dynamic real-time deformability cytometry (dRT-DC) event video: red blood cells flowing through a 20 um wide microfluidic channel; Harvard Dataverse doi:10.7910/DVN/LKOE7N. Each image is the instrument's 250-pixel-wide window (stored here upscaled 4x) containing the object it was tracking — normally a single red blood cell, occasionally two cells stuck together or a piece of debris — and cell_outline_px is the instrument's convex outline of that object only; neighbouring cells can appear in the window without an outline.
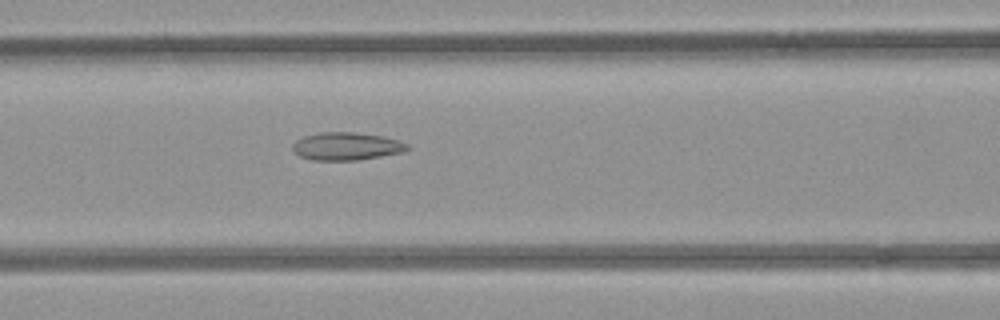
{"species": "common noctule bat (a hibernating species)", "species_latin": "Nyctalus noctula", "temperature_condition": "room temperature", "stored_images_in_passage": 53, "camera_frame_rate_fps": 3000, "um_per_image_px": 0.085, "animal": {"sex": "female", "body_mass_g": 21.9}, "frame": {"image": 1, "passage_image": 23, "time_ms": 7.333, "image_size_px": [1000, 320], "cell_outline_px": [[412, 148], [404, 152], [356, 160], [312, 160], [300, 156], [292, 148], [292, 144], [296, 140], [304, 136], [320, 132], [352, 132], [384, 136], [400, 140], [408, 144]], "centroid_in_image_um": [29.49, 12.42], "position_along_channel_um": 137.1, "area_um2": 18.67}}
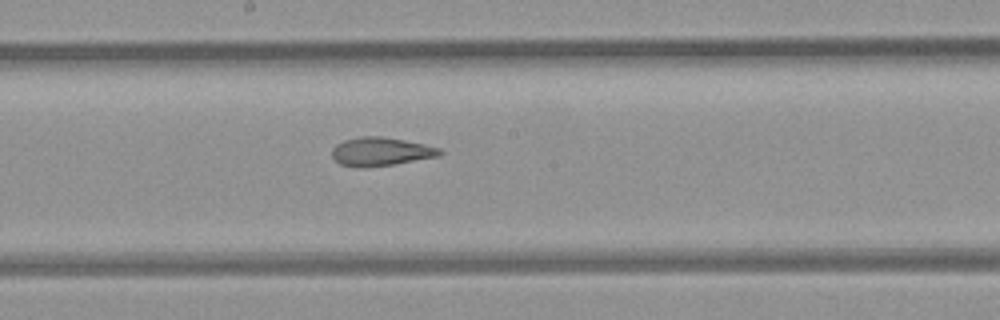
{"frame": {"image": 2, "passage_image": 29, "time_ms": 9.333, "image_size_px": [1000, 320], "cell_outline_px": [[444, 152], [440, 156], [392, 164], [360, 168], [356, 168], [340, 164], [332, 156], [332, 148], [336, 144], [344, 140], [360, 136], [380, 136], [404, 140], [424, 144], [440, 148]], "centroid_in_image_um": [32.36, 12.88], "position_along_channel_um": 215.8, "area_um2": 17.92}}
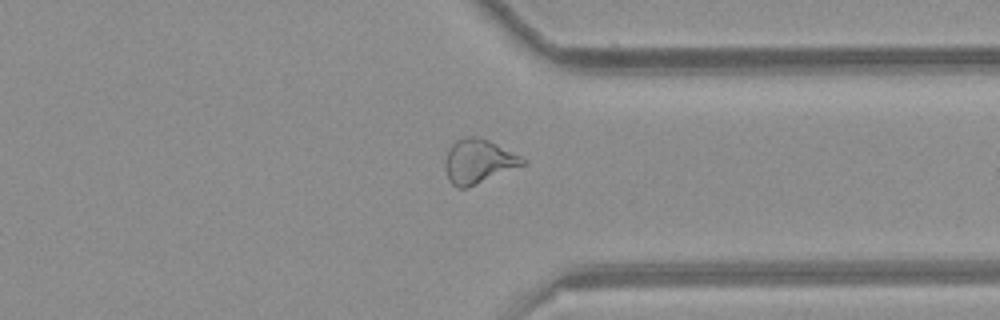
{"frame": {"image": 3, "passage_image": 41, "time_ms": 13.333, "image_size_px": [1000, 320], "cell_outline_px": [[528, 164], [468, 188], [456, 188], [448, 180], [444, 164], [444, 160], [448, 148], [456, 140], [464, 136], [476, 136], [488, 140], [528, 160]], "centroid_in_image_um": [40.66, 13.73], "position_along_channel_um": 370.7, "area_um2": 20.35}, "authors_computed_cell_mechanics": {"area_um2": 20.8658, "velocity_mm_per_s": 3.928, "shape_relaxation_time_tau1_ms": null, "shape_relaxation_time_tau2_ms": 2.3505, "deformation_change_tau1": null, "deformation_change_tau2": 0.1018}}